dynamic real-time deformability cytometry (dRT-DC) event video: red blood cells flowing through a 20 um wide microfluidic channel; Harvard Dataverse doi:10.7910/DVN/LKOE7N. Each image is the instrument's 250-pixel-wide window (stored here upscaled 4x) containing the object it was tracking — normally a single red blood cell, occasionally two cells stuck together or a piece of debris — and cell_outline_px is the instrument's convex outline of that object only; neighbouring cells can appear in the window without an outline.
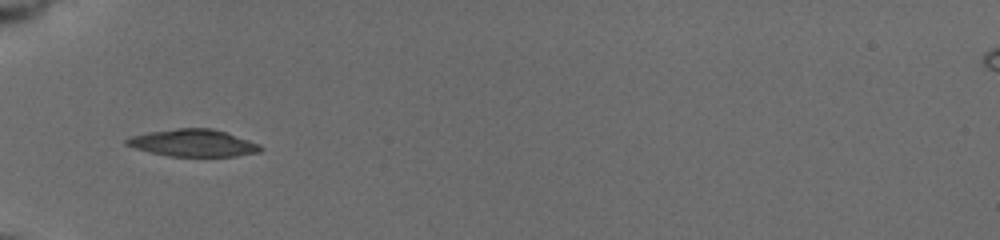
{"species": "common noctule bat (a hibernating species)", "species_latin": "Nyctalus noctula", "temperature_condition": "cold", "stored_images_in_passage": 40, "camera_frame_rate_fps": 3000, "um_per_image_px": 0.085, "animal": {"sex": "female", "body_mass_g": 19.5, "forearm_length_mm": 54.1}, "frame": {"image": 1, "passage_image": 1, "time_ms": 0.0, "image_size_px": [1000, 240], "cell_outline_px": [[264, 148], [260, 152], [236, 156], [168, 156], [148, 152], [124, 144], [124, 140], [132, 136], [148, 132], [176, 128], [212, 128], [260, 144]], "centroid_in_image_um": [16.41, 12.15], "position_along_channel_um": 68.6, "area_um2": 21.15}}
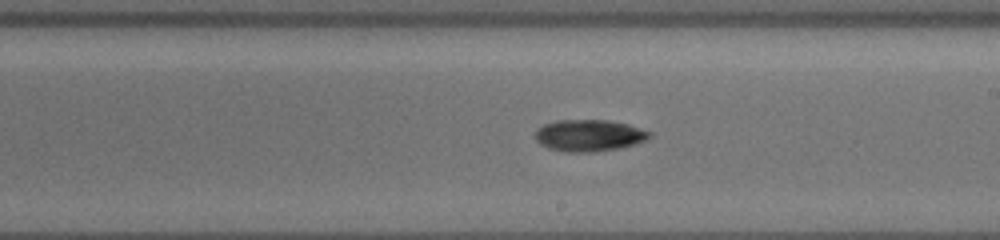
{"frame": {"image": 2, "passage_image": 30, "time_ms": 4.667, "image_size_px": [1000, 240], "cell_outline_px": [[652, 136], [648, 140], [636, 144], [620, 148], [596, 152], [564, 152], [548, 148], [540, 144], [532, 136], [536, 128], [544, 124], [556, 120], [604, 120], [628, 124], [652, 132]], "centroid_in_image_um": [50.05, 11.52], "position_along_channel_um": 238.9, "area_um2": 21.56}}
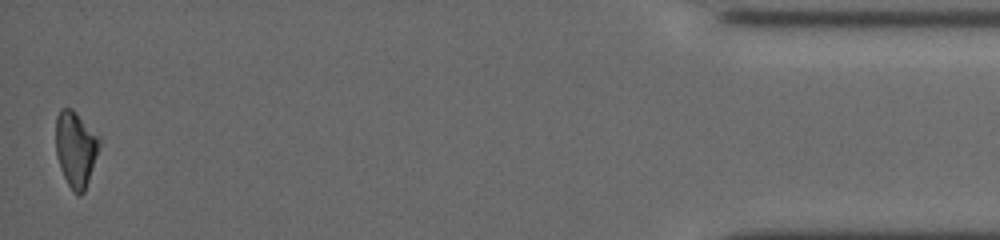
{"frame": {"image": 3, "passage_image": 40, "time_ms": 11.667, "image_size_px": [1000, 240], "cell_outline_px": [[104, 140], [84, 192], [80, 196], [76, 196], [72, 192], [60, 168], [56, 156], [56, 116], [60, 108], [72, 108]], "centroid_in_image_um": [6.47, 12.66], "position_along_channel_um": 428.7, "area_um2": 19.88}, "authors_computed_cell_mechanics": {"area_um2": 21.4727, "velocity_mm_per_s": 3.7568, "shape_relaxation_time_tau1_ms": 3.4622, "shape_relaxation_time_tau2_ms": null, "deformation_change_tau1": 0.1223, "deformation_change_tau2": null}}